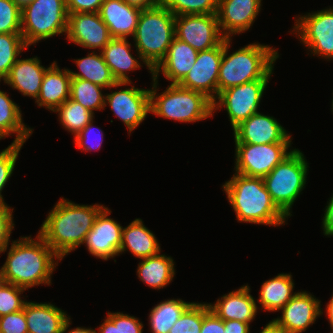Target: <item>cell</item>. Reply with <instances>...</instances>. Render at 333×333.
Listing matches in <instances>:
<instances>
[{
	"label": "cell",
	"mask_w": 333,
	"mask_h": 333,
	"mask_svg": "<svg viewBox=\"0 0 333 333\" xmlns=\"http://www.w3.org/2000/svg\"><path fill=\"white\" fill-rule=\"evenodd\" d=\"M141 10L124 0H104L98 13L113 38L128 39L136 32Z\"/></svg>",
	"instance_id": "22"
},
{
	"label": "cell",
	"mask_w": 333,
	"mask_h": 333,
	"mask_svg": "<svg viewBox=\"0 0 333 333\" xmlns=\"http://www.w3.org/2000/svg\"><path fill=\"white\" fill-rule=\"evenodd\" d=\"M71 317L65 322L63 325V328L61 330V333H96L95 329H92L91 327H76L70 329V325L72 324L71 322Z\"/></svg>",
	"instance_id": "50"
},
{
	"label": "cell",
	"mask_w": 333,
	"mask_h": 333,
	"mask_svg": "<svg viewBox=\"0 0 333 333\" xmlns=\"http://www.w3.org/2000/svg\"><path fill=\"white\" fill-rule=\"evenodd\" d=\"M322 219V229L324 236L333 237V194L328 199Z\"/></svg>",
	"instance_id": "48"
},
{
	"label": "cell",
	"mask_w": 333,
	"mask_h": 333,
	"mask_svg": "<svg viewBox=\"0 0 333 333\" xmlns=\"http://www.w3.org/2000/svg\"><path fill=\"white\" fill-rule=\"evenodd\" d=\"M79 72L69 69L72 78H80L97 84L106 89L119 87L101 52L91 51L87 56L73 59Z\"/></svg>",
	"instance_id": "31"
},
{
	"label": "cell",
	"mask_w": 333,
	"mask_h": 333,
	"mask_svg": "<svg viewBox=\"0 0 333 333\" xmlns=\"http://www.w3.org/2000/svg\"><path fill=\"white\" fill-rule=\"evenodd\" d=\"M259 333H286L280 326H278L273 320L269 321Z\"/></svg>",
	"instance_id": "52"
},
{
	"label": "cell",
	"mask_w": 333,
	"mask_h": 333,
	"mask_svg": "<svg viewBox=\"0 0 333 333\" xmlns=\"http://www.w3.org/2000/svg\"><path fill=\"white\" fill-rule=\"evenodd\" d=\"M143 323L134 315L119 312V333H143Z\"/></svg>",
	"instance_id": "45"
},
{
	"label": "cell",
	"mask_w": 333,
	"mask_h": 333,
	"mask_svg": "<svg viewBox=\"0 0 333 333\" xmlns=\"http://www.w3.org/2000/svg\"><path fill=\"white\" fill-rule=\"evenodd\" d=\"M292 144L293 142L235 143L233 171L247 177L264 178L295 149L291 147Z\"/></svg>",
	"instance_id": "10"
},
{
	"label": "cell",
	"mask_w": 333,
	"mask_h": 333,
	"mask_svg": "<svg viewBox=\"0 0 333 333\" xmlns=\"http://www.w3.org/2000/svg\"><path fill=\"white\" fill-rule=\"evenodd\" d=\"M23 144L11 143L0 151V203H6L2 191L15 170L16 161Z\"/></svg>",
	"instance_id": "39"
},
{
	"label": "cell",
	"mask_w": 333,
	"mask_h": 333,
	"mask_svg": "<svg viewBox=\"0 0 333 333\" xmlns=\"http://www.w3.org/2000/svg\"><path fill=\"white\" fill-rule=\"evenodd\" d=\"M54 113H58L60 124L73 137L95 118V113L70 98L63 102Z\"/></svg>",
	"instance_id": "34"
},
{
	"label": "cell",
	"mask_w": 333,
	"mask_h": 333,
	"mask_svg": "<svg viewBox=\"0 0 333 333\" xmlns=\"http://www.w3.org/2000/svg\"><path fill=\"white\" fill-rule=\"evenodd\" d=\"M158 79L152 77V88H149L150 113L180 123H194L208 117L212 118V101L203 93L181 87L179 84H170L162 93H157Z\"/></svg>",
	"instance_id": "5"
},
{
	"label": "cell",
	"mask_w": 333,
	"mask_h": 333,
	"mask_svg": "<svg viewBox=\"0 0 333 333\" xmlns=\"http://www.w3.org/2000/svg\"><path fill=\"white\" fill-rule=\"evenodd\" d=\"M132 83L119 82L120 90L105 93V107L108 105L113 115L125 124L129 135L151 114L149 89L134 87Z\"/></svg>",
	"instance_id": "12"
},
{
	"label": "cell",
	"mask_w": 333,
	"mask_h": 333,
	"mask_svg": "<svg viewBox=\"0 0 333 333\" xmlns=\"http://www.w3.org/2000/svg\"><path fill=\"white\" fill-rule=\"evenodd\" d=\"M222 188L238 222L277 227L289 219L273 202L263 178L234 173Z\"/></svg>",
	"instance_id": "3"
},
{
	"label": "cell",
	"mask_w": 333,
	"mask_h": 333,
	"mask_svg": "<svg viewBox=\"0 0 333 333\" xmlns=\"http://www.w3.org/2000/svg\"><path fill=\"white\" fill-rule=\"evenodd\" d=\"M111 212L108 207L99 212L83 242L92 256L104 261L119 256L121 247L123 226L108 217Z\"/></svg>",
	"instance_id": "16"
},
{
	"label": "cell",
	"mask_w": 333,
	"mask_h": 333,
	"mask_svg": "<svg viewBox=\"0 0 333 333\" xmlns=\"http://www.w3.org/2000/svg\"><path fill=\"white\" fill-rule=\"evenodd\" d=\"M333 94V93H332ZM333 97V96H332ZM332 110L331 112L333 113V98H332V103H331Z\"/></svg>",
	"instance_id": "55"
},
{
	"label": "cell",
	"mask_w": 333,
	"mask_h": 333,
	"mask_svg": "<svg viewBox=\"0 0 333 333\" xmlns=\"http://www.w3.org/2000/svg\"><path fill=\"white\" fill-rule=\"evenodd\" d=\"M193 302L182 299H165L153 306L149 315L151 333H169L176 321Z\"/></svg>",
	"instance_id": "32"
},
{
	"label": "cell",
	"mask_w": 333,
	"mask_h": 333,
	"mask_svg": "<svg viewBox=\"0 0 333 333\" xmlns=\"http://www.w3.org/2000/svg\"><path fill=\"white\" fill-rule=\"evenodd\" d=\"M269 80H255L221 91L212 102L213 116L217 110L227 111L232 130L258 111Z\"/></svg>",
	"instance_id": "11"
},
{
	"label": "cell",
	"mask_w": 333,
	"mask_h": 333,
	"mask_svg": "<svg viewBox=\"0 0 333 333\" xmlns=\"http://www.w3.org/2000/svg\"><path fill=\"white\" fill-rule=\"evenodd\" d=\"M321 306V300L301 290L279 310L281 316L272 320L286 333H303L323 315Z\"/></svg>",
	"instance_id": "17"
},
{
	"label": "cell",
	"mask_w": 333,
	"mask_h": 333,
	"mask_svg": "<svg viewBox=\"0 0 333 333\" xmlns=\"http://www.w3.org/2000/svg\"><path fill=\"white\" fill-rule=\"evenodd\" d=\"M294 280L291 273H279L275 277L262 283L259 298L256 303L259 309L268 312H277L297 293L294 291Z\"/></svg>",
	"instance_id": "28"
},
{
	"label": "cell",
	"mask_w": 333,
	"mask_h": 333,
	"mask_svg": "<svg viewBox=\"0 0 333 333\" xmlns=\"http://www.w3.org/2000/svg\"><path fill=\"white\" fill-rule=\"evenodd\" d=\"M40 58H18L3 80L10 88L18 90L23 96L37 99L46 70Z\"/></svg>",
	"instance_id": "24"
},
{
	"label": "cell",
	"mask_w": 333,
	"mask_h": 333,
	"mask_svg": "<svg viewBox=\"0 0 333 333\" xmlns=\"http://www.w3.org/2000/svg\"><path fill=\"white\" fill-rule=\"evenodd\" d=\"M289 33H295L310 55L333 60V6L298 15Z\"/></svg>",
	"instance_id": "9"
},
{
	"label": "cell",
	"mask_w": 333,
	"mask_h": 333,
	"mask_svg": "<svg viewBox=\"0 0 333 333\" xmlns=\"http://www.w3.org/2000/svg\"><path fill=\"white\" fill-rule=\"evenodd\" d=\"M161 4L175 16L216 14L218 8V0H161Z\"/></svg>",
	"instance_id": "37"
},
{
	"label": "cell",
	"mask_w": 333,
	"mask_h": 333,
	"mask_svg": "<svg viewBox=\"0 0 333 333\" xmlns=\"http://www.w3.org/2000/svg\"><path fill=\"white\" fill-rule=\"evenodd\" d=\"M26 289L0 278V317L23 309L27 300L21 297Z\"/></svg>",
	"instance_id": "38"
},
{
	"label": "cell",
	"mask_w": 333,
	"mask_h": 333,
	"mask_svg": "<svg viewBox=\"0 0 333 333\" xmlns=\"http://www.w3.org/2000/svg\"><path fill=\"white\" fill-rule=\"evenodd\" d=\"M226 333H250V324L237 320L224 321Z\"/></svg>",
	"instance_id": "49"
},
{
	"label": "cell",
	"mask_w": 333,
	"mask_h": 333,
	"mask_svg": "<svg viewBox=\"0 0 333 333\" xmlns=\"http://www.w3.org/2000/svg\"><path fill=\"white\" fill-rule=\"evenodd\" d=\"M138 278L152 289H163L173 282L175 262L171 256L157 254L140 259L136 271Z\"/></svg>",
	"instance_id": "29"
},
{
	"label": "cell",
	"mask_w": 333,
	"mask_h": 333,
	"mask_svg": "<svg viewBox=\"0 0 333 333\" xmlns=\"http://www.w3.org/2000/svg\"><path fill=\"white\" fill-rule=\"evenodd\" d=\"M308 171L306 157L295 148L263 178L273 202L289 218L292 206L306 187Z\"/></svg>",
	"instance_id": "7"
},
{
	"label": "cell",
	"mask_w": 333,
	"mask_h": 333,
	"mask_svg": "<svg viewBox=\"0 0 333 333\" xmlns=\"http://www.w3.org/2000/svg\"><path fill=\"white\" fill-rule=\"evenodd\" d=\"M104 0H65L68 13L99 12Z\"/></svg>",
	"instance_id": "44"
},
{
	"label": "cell",
	"mask_w": 333,
	"mask_h": 333,
	"mask_svg": "<svg viewBox=\"0 0 333 333\" xmlns=\"http://www.w3.org/2000/svg\"><path fill=\"white\" fill-rule=\"evenodd\" d=\"M209 311L207 302H193L176 321L169 333H200L203 317Z\"/></svg>",
	"instance_id": "36"
},
{
	"label": "cell",
	"mask_w": 333,
	"mask_h": 333,
	"mask_svg": "<svg viewBox=\"0 0 333 333\" xmlns=\"http://www.w3.org/2000/svg\"><path fill=\"white\" fill-rule=\"evenodd\" d=\"M262 0H218L217 20L222 35L231 39L249 31L261 11Z\"/></svg>",
	"instance_id": "18"
},
{
	"label": "cell",
	"mask_w": 333,
	"mask_h": 333,
	"mask_svg": "<svg viewBox=\"0 0 333 333\" xmlns=\"http://www.w3.org/2000/svg\"><path fill=\"white\" fill-rule=\"evenodd\" d=\"M131 46L128 39L112 38L100 51L117 82H132L128 73L141 68L143 66L141 64L146 66L151 78L153 77L152 69L142 60L139 53H136V57L133 56Z\"/></svg>",
	"instance_id": "23"
},
{
	"label": "cell",
	"mask_w": 333,
	"mask_h": 333,
	"mask_svg": "<svg viewBox=\"0 0 333 333\" xmlns=\"http://www.w3.org/2000/svg\"><path fill=\"white\" fill-rule=\"evenodd\" d=\"M175 37L198 52L212 49L225 39L216 14L175 16Z\"/></svg>",
	"instance_id": "13"
},
{
	"label": "cell",
	"mask_w": 333,
	"mask_h": 333,
	"mask_svg": "<svg viewBox=\"0 0 333 333\" xmlns=\"http://www.w3.org/2000/svg\"><path fill=\"white\" fill-rule=\"evenodd\" d=\"M175 37V15L162 4L141 10L133 36L135 52L153 70Z\"/></svg>",
	"instance_id": "6"
},
{
	"label": "cell",
	"mask_w": 333,
	"mask_h": 333,
	"mask_svg": "<svg viewBox=\"0 0 333 333\" xmlns=\"http://www.w3.org/2000/svg\"><path fill=\"white\" fill-rule=\"evenodd\" d=\"M0 333H28L24 310L1 316Z\"/></svg>",
	"instance_id": "43"
},
{
	"label": "cell",
	"mask_w": 333,
	"mask_h": 333,
	"mask_svg": "<svg viewBox=\"0 0 333 333\" xmlns=\"http://www.w3.org/2000/svg\"><path fill=\"white\" fill-rule=\"evenodd\" d=\"M200 333H226L224 321L210 310L203 317V324Z\"/></svg>",
	"instance_id": "46"
},
{
	"label": "cell",
	"mask_w": 333,
	"mask_h": 333,
	"mask_svg": "<svg viewBox=\"0 0 333 333\" xmlns=\"http://www.w3.org/2000/svg\"><path fill=\"white\" fill-rule=\"evenodd\" d=\"M13 210L7 203H0V254L10 245V236L15 227Z\"/></svg>",
	"instance_id": "42"
},
{
	"label": "cell",
	"mask_w": 333,
	"mask_h": 333,
	"mask_svg": "<svg viewBox=\"0 0 333 333\" xmlns=\"http://www.w3.org/2000/svg\"><path fill=\"white\" fill-rule=\"evenodd\" d=\"M16 2V4L22 8L25 5H27L29 2H31L32 0H14Z\"/></svg>",
	"instance_id": "54"
},
{
	"label": "cell",
	"mask_w": 333,
	"mask_h": 333,
	"mask_svg": "<svg viewBox=\"0 0 333 333\" xmlns=\"http://www.w3.org/2000/svg\"><path fill=\"white\" fill-rule=\"evenodd\" d=\"M234 142L246 144H270L292 142L288 133L276 118L255 113L233 129Z\"/></svg>",
	"instance_id": "19"
},
{
	"label": "cell",
	"mask_w": 333,
	"mask_h": 333,
	"mask_svg": "<svg viewBox=\"0 0 333 333\" xmlns=\"http://www.w3.org/2000/svg\"><path fill=\"white\" fill-rule=\"evenodd\" d=\"M11 242L2 251L7 252V258L0 268V278L26 290L40 284L50 286L51 276L62 259L42 236L39 233L35 238L20 236Z\"/></svg>",
	"instance_id": "1"
},
{
	"label": "cell",
	"mask_w": 333,
	"mask_h": 333,
	"mask_svg": "<svg viewBox=\"0 0 333 333\" xmlns=\"http://www.w3.org/2000/svg\"><path fill=\"white\" fill-rule=\"evenodd\" d=\"M103 323L95 328L96 333H119V312H107Z\"/></svg>",
	"instance_id": "47"
},
{
	"label": "cell",
	"mask_w": 333,
	"mask_h": 333,
	"mask_svg": "<svg viewBox=\"0 0 333 333\" xmlns=\"http://www.w3.org/2000/svg\"><path fill=\"white\" fill-rule=\"evenodd\" d=\"M71 75L68 68L60 69L53 61L46 70L35 100L38 107L54 112L63 102L70 98Z\"/></svg>",
	"instance_id": "25"
},
{
	"label": "cell",
	"mask_w": 333,
	"mask_h": 333,
	"mask_svg": "<svg viewBox=\"0 0 333 333\" xmlns=\"http://www.w3.org/2000/svg\"><path fill=\"white\" fill-rule=\"evenodd\" d=\"M27 48L21 33L0 34V82L7 77L11 67Z\"/></svg>",
	"instance_id": "35"
},
{
	"label": "cell",
	"mask_w": 333,
	"mask_h": 333,
	"mask_svg": "<svg viewBox=\"0 0 333 333\" xmlns=\"http://www.w3.org/2000/svg\"><path fill=\"white\" fill-rule=\"evenodd\" d=\"M65 0H32L21 8V34L30 47L67 31Z\"/></svg>",
	"instance_id": "8"
},
{
	"label": "cell",
	"mask_w": 333,
	"mask_h": 333,
	"mask_svg": "<svg viewBox=\"0 0 333 333\" xmlns=\"http://www.w3.org/2000/svg\"><path fill=\"white\" fill-rule=\"evenodd\" d=\"M33 128L23 122L20 106L0 90V138L15 136L13 143L23 144L31 137Z\"/></svg>",
	"instance_id": "30"
},
{
	"label": "cell",
	"mask_w": 333,
	"mask_h": 333,
	"mask_svg": "<svg viewBox=\"0 0 333 333\" xmlns=\"http://www.w3.org/2000/svg\"><path fill=\"white\" fill-rule=\"evenodd\" d=\"M129 5L140 9H147L161 4V0H124Z\"/></svg>",
	"instance_id": "51"
},
{
	"label": "cell",
	"mask_w": 333,
	"mask_h": 333,
	"mask_svg": "<svg viewBox=\"0 0 333 333\" xmlns=\"http://www.w3.org/2000/svg\"><path fill=\"white\" fill-rule=\"evenodd\" d=\"M222 55L223 41L212 49L198 52L195 64L179 85L203 93L213 102L218 96V76Z\"/></svg>",
	"instance_id": "14"
},
{
	"label": "cell",
	"mask_w": 333,
	"mask_h": 333,
	"mask_svg": "<svg viewBox=\"0 0 333 333\" xmlns=\"http://www.w3.org/2000/svg\"><path fill=\"white\" fill-rule=\"evenodd\" d=\"M198 51L174 37L162 61L152 70V76L161 74L170 84H179L195 64Z\"/></svg>",
	"instance_id": "21"
},
{
	"label": "cell",
	"mask_w": 333,
	"mask_h": 333,
	"mask_svg": "<svg viewBox=\"0 0 333 333\" xmlns=\"http://www.w3.org/2000/svg\"><path fill=\"white\" fill-rule=\"evenodd\" d=\"M103 204H77L61 197L49 211L38 233L63 260L80 247Z\"/></svg>",
	"instance_id": "2"
},
{
	"label": "cell",
	"mask_w": 333,
	"mask_h": 333,
	"mask_svg": "<svg viewBox=\"0 0 333 333\" xmlns=\"http://www.w3.org/2000/svg\"><path fill=\"white\" fill-rule=\"evenodd\" d=\"M102 90L107 89L87 80L71 78L70 99L80 103L92 113L106 109L105 94Z\"/></svg>",
	"instance_id": "33"
},
{
	"label": "cell",
	"mask_w": 333,
	"mask_h": 333,
	"mask_svg": "<svg viewBox=\"0 0 333 333\" xmlns=\"http://www.w3.org/2000/svg\"><path fill=\"white\" fill-rule=\"evenodd\" d=\"M248 284L230 291L218 298L214 304L208 303L210 310L223 321L237 320L251 323L255 320L259 306L250 293Z\"/></svg>",
	"instance_id": "20"
},
{
	"label": "cell",
	"mask_w": 333,
	"mask_h": 333,
	"mask_svg": "<svg viewBox=\"0 0 333 333\" xmlns=\"http://www.w3.org/2000/svg\"><path fill=\"white\" fill-rule=\"evenodd\" d=\"M232 39L223 40V55L218 76V94L230 87L255 80H269L279 58L278 49L261 43H250L229 52ZM229 52V53H228Z\"/></svg>",
	"instance_id": "4"
},
{
	"label": "cell",
	"mask_w": 333,
	"mask_h": 333,
	"mask_svg": "<svg viewBox=\"0 0 333 333\" xmlns=\"http://www.w3.org/2000/svg\"><path fill=\"white\" fill-rule=\"evenodd\" d=\"M67 41L100 52L113 38L98 12L68 13Z\"/></svg>",
	"instance_id": "15"
},
{
	"label": "cell",
	"mask_w": 333,
	"mask_h": 333,
	"mask_svg": "<svg viewBox=\"0 0 333 333\" xmlns=\"http://www.w3.org/2000/svg\"><path fill=\"white\" fill-rule=\"evenodd\" d=\"M326 310V316L330 325V329L332 330L331 333H333V293L331 295L330 301L325 305Z\"/></svg>",
	"instance_id": "53"
},
{
	"label": "cell",
	"mask_w": 333,
	"mask_h": 333,
	"mask_svg": "<svg viewBox=\"0 0 333 333\" xmlns=\"http://www.w3.org/2000/svg\"><path fill=\"white\" fill-rule=\"evenodd\" d=\"M94 121L88 123L75 137L74 143L82 152L99 150L102 147L104 134L102 129L94 127Z\"/></svg>",
	"instance_id": "41"
},
{
	"label": "cell",
	"mask_w": 333,
	"mask_h": 333,
	"mask_svg": "<svg viewBox=\"0 0 333 333\" xmlns=\"http://www.w3.org/2000/svg\"><path fill=\"white\" fill-rule=\"evenodd\" d=\"M23 310L28 333H61L70 316L50 302L26 301Z\"/></svg>",
	"instance_id": "26"
},
{
	"label": "cell",
	"mask_w": 333,
	"mask_h": 333,
	"mask_svg": "<svg viewBox=\"0 0 333 333\" xmlns=\"http://www.w3.org/2000/svg\"><path fill=\"white\" fill-rule=\"evenodd\" d=\"M125 251L131 252L139 259L161 253V246L156 235L144 225L141 218H135L129 225L122 228L119 255Z\"/></svg>",
	"instance_id": "27"
},
{
	"label": "cell",
	"mask_w": 333,
	"mask_h": 333,
	"mask_svg": "<svg viewBox=\"0 0 333 333\" xmlns=\"http://www.w3.org/2000/svg\"><path fill=\"white\" fill-rule=\"evenodd\" d=\"M1 33H21V8L14 0H0Z\"/></svg>",
	"instance_id": "40"
}]
</instances>
